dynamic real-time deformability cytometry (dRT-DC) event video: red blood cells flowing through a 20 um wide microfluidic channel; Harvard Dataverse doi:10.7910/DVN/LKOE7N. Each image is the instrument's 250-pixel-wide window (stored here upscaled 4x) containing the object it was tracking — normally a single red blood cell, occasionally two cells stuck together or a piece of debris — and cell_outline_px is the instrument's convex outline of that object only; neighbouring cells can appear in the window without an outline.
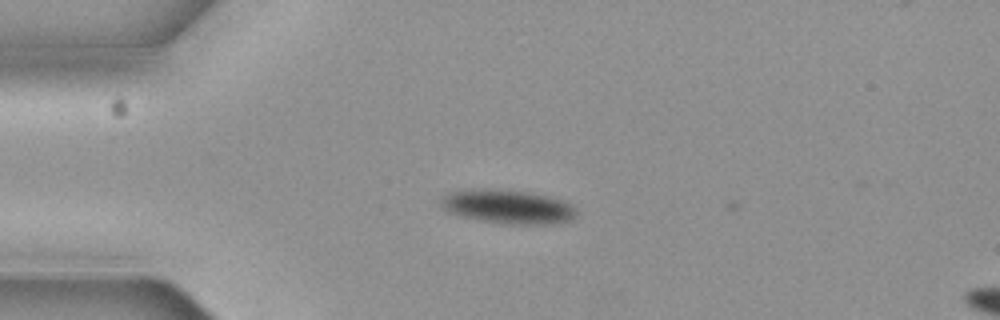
{"species": "common noctule bat (a hibernating species)", "species_latin": "Nyctalus noctula", "temperature_condition": "cold", "stored_images_in_passage": 4, "camera_frame_rate_fps": 3000, "um_per_image_px": 0.085, "animal": {"sex": "female", "body_mass_g": 19.3, "forearm_length_mm": 54.1}, "frame": {"image": 1, "passage_image": 3, "time_ms": 0.667, "image_size_px": [1000, 320], "cell_outline_px": [[576, 216], [568, 220], [552, 224], [500, 224], [460, 216], [448, 212], [440, 204], [440, 196], [448, 192], [472, 188], [476, 188], [528, 192], [560, 200], [576, 208]], "centroid_in_image_um": [43.07, 17.57], "position_along_channel_um": 41.9, "area_um2": 26.7}}